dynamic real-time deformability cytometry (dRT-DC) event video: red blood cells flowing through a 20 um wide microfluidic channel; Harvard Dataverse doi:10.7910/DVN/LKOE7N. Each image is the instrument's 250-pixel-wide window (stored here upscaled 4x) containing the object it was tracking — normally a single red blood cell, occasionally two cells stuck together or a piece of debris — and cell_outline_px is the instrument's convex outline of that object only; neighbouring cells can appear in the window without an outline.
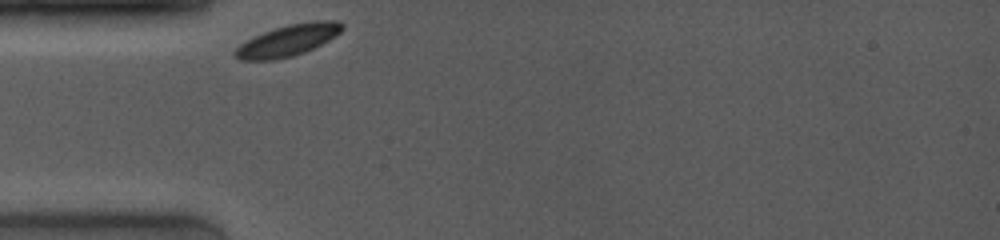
{"species": "common noctule bat (a hibernating species)", "species_latin": "Nyctalus noctula", "temperature_condition": "room temperature", "stored_images_in_passage": 3, "camera_frame_rate_fps": 4000, "um_per_image_px": 0.085, "animal": {"sex": "female", "body_mass_g": 19.0, "forearm_length_mm": 53.3}, "frame": {"image": 1, "passage_image": 1, "time_ms": 0.0, "image_size_px": [1000, 240], "cell_outline_px": [[344, 28], [336, 36], [304, 52], [292, 56], [272, 60], [240, 60], [232, 56], [232, 52], [240, 44], [264, 32], [288, 24], [312, 20], [336, 20], [344, 24]], "centroid_in_image_um": [24.48, 3.42], "position_along_channel_um": 60.5, "area_um2": 19.54}}